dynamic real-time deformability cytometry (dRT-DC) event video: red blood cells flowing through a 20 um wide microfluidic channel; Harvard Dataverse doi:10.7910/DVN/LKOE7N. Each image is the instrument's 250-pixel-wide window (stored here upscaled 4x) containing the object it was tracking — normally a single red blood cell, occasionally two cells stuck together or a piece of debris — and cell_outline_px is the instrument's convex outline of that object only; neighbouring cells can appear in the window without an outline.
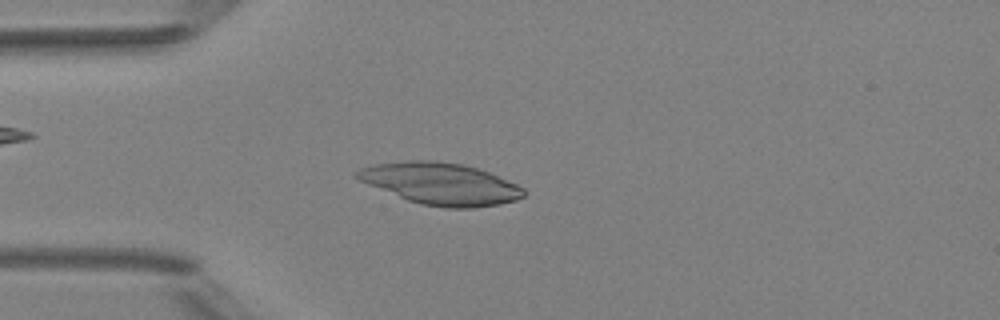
{"species": "Egyptian fruit bat (a non-hibernating species)", "species_latin": "Rousettus aegyptiacus", "temperature_condition": "room temperature", "stored_images_in_passage": 4, "camera_frame_rate_fps": 3000, "um_per_image_px": 0.085, "animal": {"sex": "female"}, "frame": {"image": 1, "passage_image": 2, "time_ms": 1.333, "image_size_px": [1000, 320], "cell_outline_px": [[528, 192], [524, 196], [516, 200], [500, 204], [472, 208], [444, 208], [420, 204], [408, 200], [368, 184], [352, 176], [352, 172], [360, 168], [376, 164], [408, 160], [436, 160], [464, 164], [488, 172], [516, 184], [524, 188]], "centroid_in_image_um": [37.45, 15.61], "position_along_channel_um": 47.6, "area_um2": 40.69}}
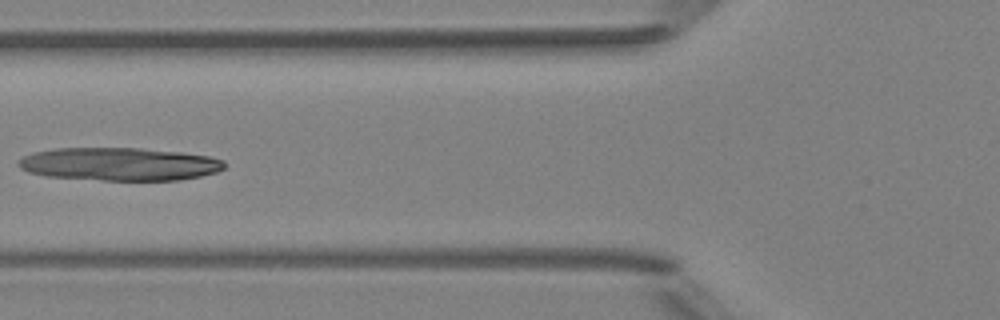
{"frame": {"image": 2, "passage_image": 4, "time_ms": 3.333, "image_size_px": [1000, 320], "cell_outline_px": [[224, 168], [216, 172], [200, 176], [180, 180], [104, 180], [44, 176], [28, 172], [20, 168], [16, 164], [24, 156], [36, 152], [56, 148], [140, 148], [184, 152], [208, 156], [224, 160]], "centroid_in_image_um": [10.16, 13.94], "position_along_channel_um": 115.6, "area_um2": 39.65}}